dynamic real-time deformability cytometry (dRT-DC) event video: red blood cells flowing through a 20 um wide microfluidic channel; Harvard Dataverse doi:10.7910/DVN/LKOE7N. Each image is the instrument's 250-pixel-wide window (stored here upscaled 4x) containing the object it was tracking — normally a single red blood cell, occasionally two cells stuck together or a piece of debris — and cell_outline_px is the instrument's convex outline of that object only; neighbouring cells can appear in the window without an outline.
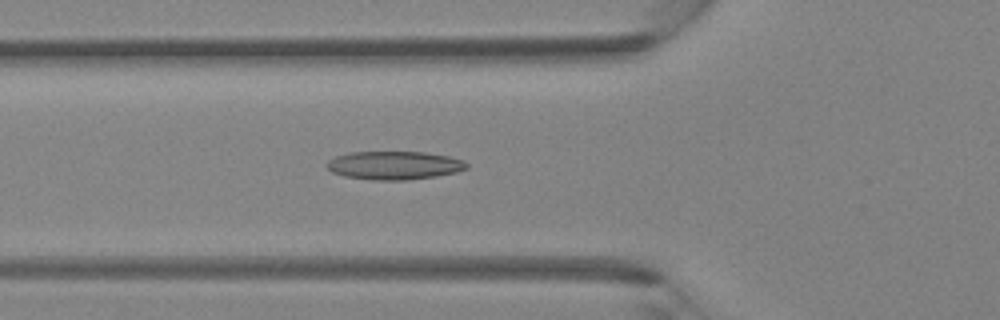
{"species": "Egyptian fruit bat (a non-hibernating species)", "species_latin": "Rousettus aegyptiacus", "temperature_condition": "room temperature", "stored_images_in_passage": 44, "camera_frame_rate_fps": 3000, "um_per_image_px": 0.085, "animal": {"sex": "female"}, "frame": {"image": 1, "passage_image": 16, "time_ms": 5.0, "image_size_px": [1000, 320], "cell_outline_px": [[468, 168], [456, 172], [436, 176], [408, 180], [372, 180], [344, 176], [332, 172], [324, 164], [328, 160], [336, 156], [352, 152], [424, 152], [448, 156], [464, 160], [468, 164]], "centroid_in_image_um": [33.51, 14.06], "position_along_channel_um": 92.3, "area_um2": 23.18}}
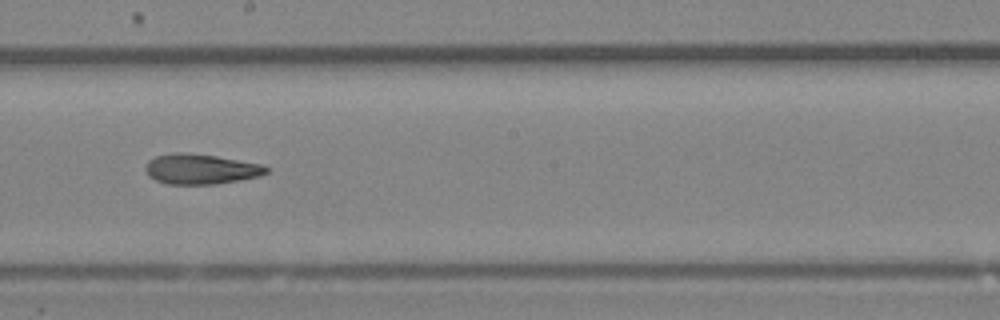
{"frame": {"image": 2, "passage_image": 25, "time_ms": 8.0, "image_size_px": [1000, 320], "cell_outline_px": [[268, 172], [260, 176], [216, 184], [168, 184], [156, 180], [148, 176], [144, 168], [148, 160], [156, 156], [176, 152], [188, 152], [216, 156], [264, 164], [268, 168]], "centroid_in_image_um": [17.06, 14.36], "position_along_channel_um": 231.1, "area_um2": 21.39}}
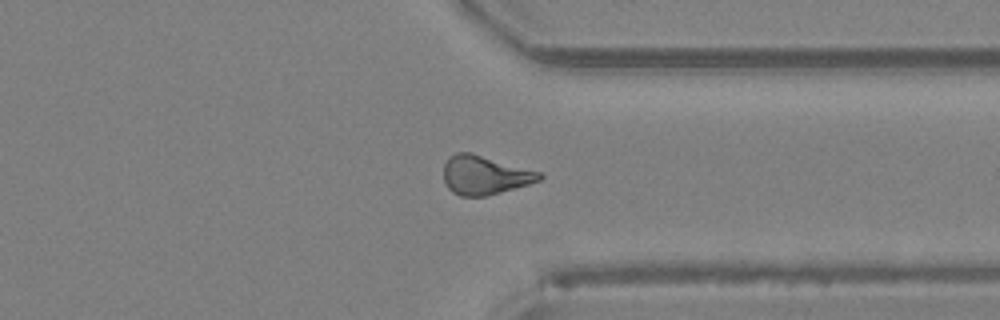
{"frame": {"image": 3, "passage_image": 34, "time_ms": 11.0, "image_size_px": [1000, 320], "cell_outline_px": [[544, 176], [540, 180], [528, 184], [500, 192], [484, 196], [460, 196], [452, 192], [444, 184], [444, 164], [448, 156], [456, 152], [472, 152], [540, 172]], "centroid_in_image_um": [41.16, 14.87], "position_along_channel_um": 370.2, "area_um2": 21.73}}